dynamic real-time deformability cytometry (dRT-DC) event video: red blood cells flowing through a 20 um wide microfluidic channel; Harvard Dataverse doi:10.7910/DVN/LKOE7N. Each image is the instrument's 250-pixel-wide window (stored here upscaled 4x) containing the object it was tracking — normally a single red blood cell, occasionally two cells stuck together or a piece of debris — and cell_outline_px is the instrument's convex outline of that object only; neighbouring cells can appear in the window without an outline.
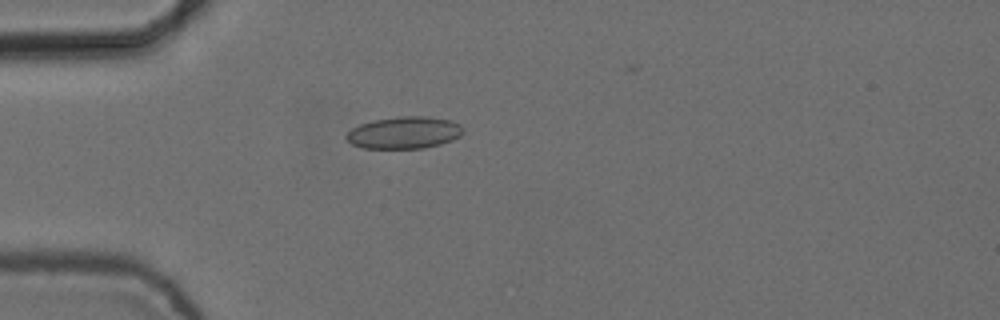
{"species": "common noctule bat (a hibernating species)", "species_latin": "Nyctalus noctula", "temperature_condition": "cold", "stored_images_in_passage": 1, "camera_frame_rate_fps": 3000, "um_per_image_px": 0.085, "animal": {"sex": "female", "body_mass_g": 24.6, "forearm_length_mm": 56.2}, "frame": {"image": 1, "passage_image": 1, "time_ms": 0.0, "image_size_px": [1000, 320], "cell_outline_px": [[464, 132], [460, 136], [452, 140], [440, 144], [424, 148], [364, 148], [352, 144], [344, 136], [352, 128], [360, 124], [372, 120], [396, 116], [428, 116], [452, 120], [460, 124], [464, 128]], "centroid_in_image_um": [34.38, 11.26], "position_along_channel_um": 50.6, "area_um2": 22.02}}